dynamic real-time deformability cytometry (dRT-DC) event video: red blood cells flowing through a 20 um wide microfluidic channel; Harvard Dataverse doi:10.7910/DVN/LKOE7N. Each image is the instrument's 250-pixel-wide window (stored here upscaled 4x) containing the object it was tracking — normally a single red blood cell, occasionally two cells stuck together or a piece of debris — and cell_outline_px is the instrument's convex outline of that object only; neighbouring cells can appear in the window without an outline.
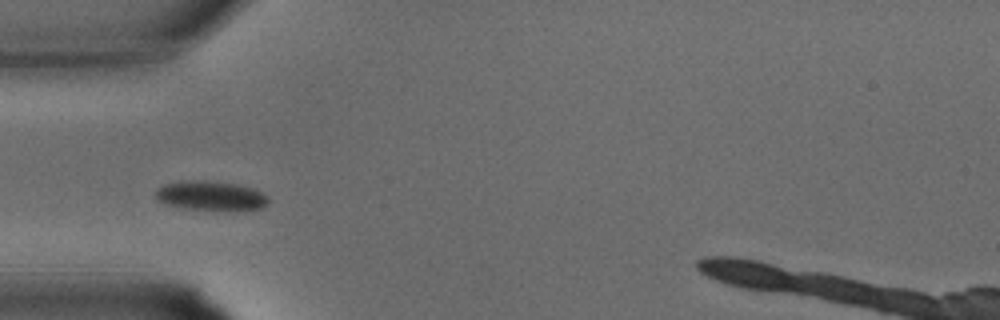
{"species": "common noctule bat (a hibernating species)", "species_latin": "Nyctalus noctula", "temperature_condition": "warm", "stored_images_in_passage": 13, "camera_frame_rate_fps": 3000, "um_per_image_px": 0.085, "animal": {"sex": "male", "body_mass_g": 15.6}, "frame": {"image": 1, "passage_image": 3, "time_ms": 0.667, "image_size_px": [1000, 320], "cell_outline_px": [[268, 200], [264, 208], [236, 212], [176, 208], [164, 204], [156, 200], [156, 192], [164, 184], [180, 180], [204, 180], [236, 184], [252, 188], [268, 196]], "centroid_in_image_um": [17.91, 16.68], "position_along_channel_um": 67.1, "area_um2": 20.06}}